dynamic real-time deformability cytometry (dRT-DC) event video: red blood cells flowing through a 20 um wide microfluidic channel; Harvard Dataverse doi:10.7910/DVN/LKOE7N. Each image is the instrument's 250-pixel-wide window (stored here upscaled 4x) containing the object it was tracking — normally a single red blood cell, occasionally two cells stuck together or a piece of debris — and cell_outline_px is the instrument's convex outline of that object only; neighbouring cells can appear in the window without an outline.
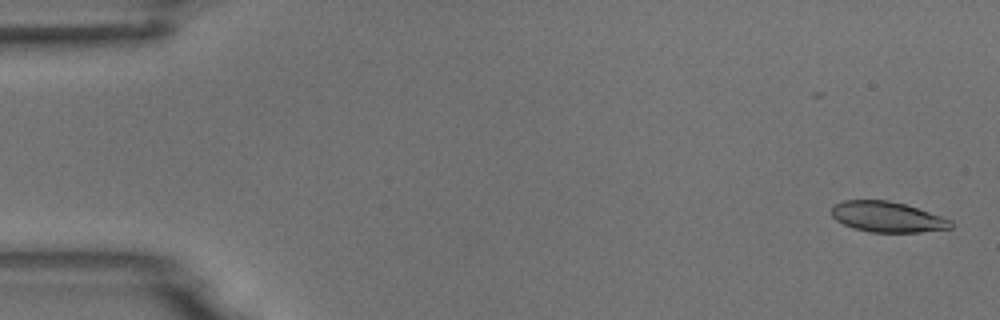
{"species": "common noctule bat (a hibernating species)", "species_latin": "Nyctalus noctula", "temperature_condition": "room temperature", "stored_images_in_passage": 54, "camera_frame_rate_fps": 3000, "um_per_image_px": 0.085, "animal": {"sex": "male", "body_mass_g": 18.8}, "frame": {"image": 1, "passage_image": 2, "time_ms": 0.333, "image_size_px": [1000, 320], "cell_outline_px": [[952, 228], [920, 232], [868, 232], [852, 228], [836, 220], [832, 216], [832, 204], [844, 200], [888, 200], [904, 204], [952, 220]], "centroid_in_image_um": [75.38, 18.44], "position_along_channel_um": 9.6, "area_um2": 21.15}}
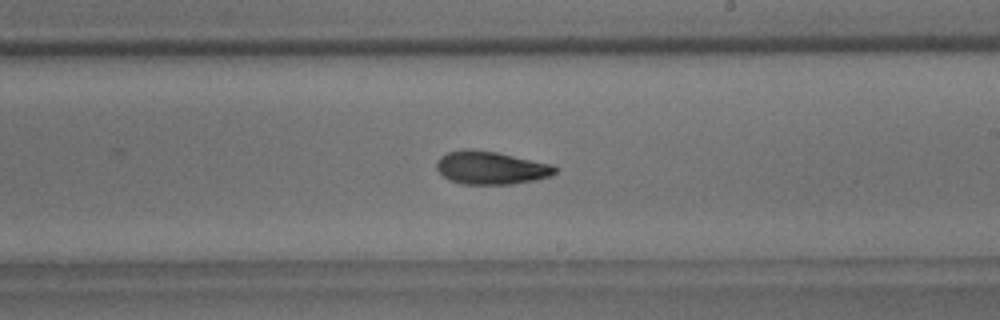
{"frame": {"image": 2, "passage_image": 32, "time_ms": 10.333, "image_size_px": [1000, 320], "cell_outline_px": [[556, 172], [548, 176], [536, 180], [512, 184], [464, 184], [448, 180], [436, 168], [436, 160], [440, 156], [448, 152], [464, 148], [472, 148], [496, 152], [552, 164], [556, 168]], "centroid_in_image_um": [41.68, 14.25], "position_along_channel_um": 247.3, "area_um2": 22.89}}
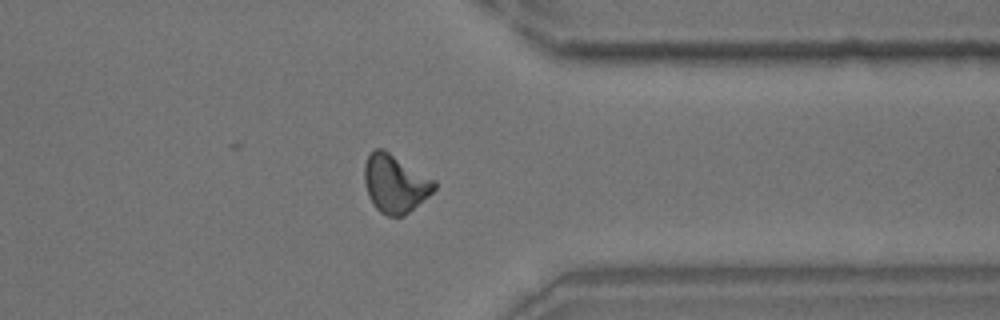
{"frame": {"image": 3, "passage_image": 43, "time_ms": 14.0, "image_size_px": [1000, 320], "cell_outline_px": [[436, 188], [428, 196], [404, 216], [388, 216], [380, 212], [372, 204], [368, 196], [364, 180], [364, 164], [368, 156], [376, 148], [384, 148], [436, 180]], "centroid_in_image_um": [33.58, 15.59], "position_along_channel_um": 377.8, "area_um2": 23.81}, "authors_computed_cell_mechanics": {"area_um2": 22.3397, "velocity_mm_per_s": 3.7219, "shape_relaxation_time_tau1_ms": 5.0271, "shape_relaxation_time_tau2_ms": 3.1089, "deformation_change_tau1": 0.1584, "deformation_change_tau2": 0.0892}}